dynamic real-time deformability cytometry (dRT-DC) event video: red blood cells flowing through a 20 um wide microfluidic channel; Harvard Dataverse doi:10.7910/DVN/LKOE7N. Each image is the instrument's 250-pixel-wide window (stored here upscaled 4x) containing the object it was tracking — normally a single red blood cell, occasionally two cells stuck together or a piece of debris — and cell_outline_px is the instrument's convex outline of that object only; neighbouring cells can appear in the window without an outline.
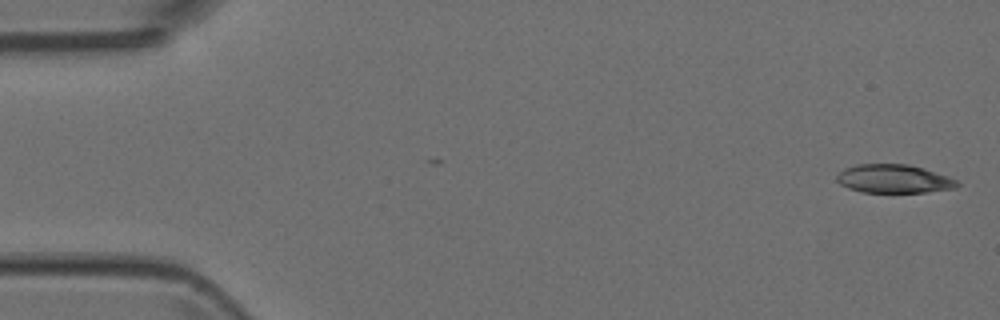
{"species": "Egyptian fruit bat (a non-hibernating species)", "species_latin": "Rousettus aegyptiacus", "temperature_condition": "room temperature", "stored_images_in_passage": 4, "camera_frame_rate_fps": 3000, "um_per_image_px": 0.085, "animal": {"sex": "female"}, "frame": {"image": 1, "passage_image": 1, "time_ms": 0.0, "image_size_px": [1000, 320], "cell_outline_px": [[960, 184], [956, 188], [924, 192], [860, 192], [848, 188], [840, 184], [836, 180], [836, 176], [844, 168], [856, 164], [908, 164], [924, 168], [948, 176], [956, 180]], "centroid_in_image_um": [75.96, 15.19], "position_along_channel_um": 9.0, "area_um2": 20.06}}
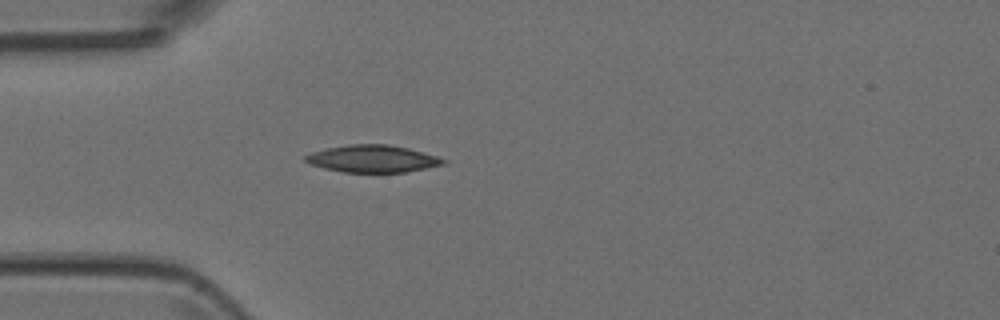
{"frame": {"image": 2, "passage_image": 4, "time_ms": 1.0, "image_size_px": [1000, 320], "cell_outline_px": [[448, 160], [444, 164], [404, 172], [344, 172], [324, 168], [312, 164], [304, 160], [304, 156], [312, 152], [328, 148], [348, 144], [388, 144], [408, 148], [436, 156]], "centroid_in_image_um": [31.66, 13.48], "position_along_channel_um": 53.3, "area_um2": 21.62}}